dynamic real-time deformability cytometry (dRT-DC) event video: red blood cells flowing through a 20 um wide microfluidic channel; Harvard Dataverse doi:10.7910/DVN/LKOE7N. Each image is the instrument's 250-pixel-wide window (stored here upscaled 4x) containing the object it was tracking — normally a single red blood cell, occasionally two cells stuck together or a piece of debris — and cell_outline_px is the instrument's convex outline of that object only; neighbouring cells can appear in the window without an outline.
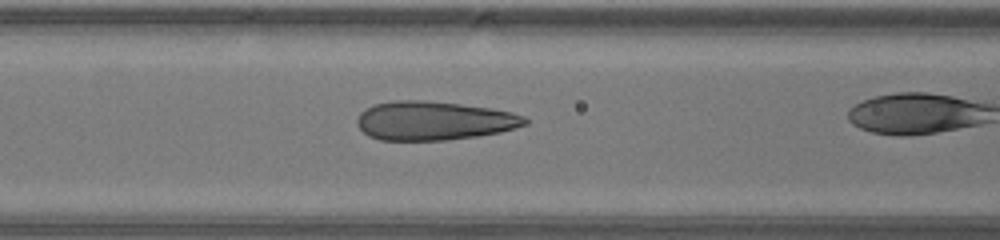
{"species": "human", "species_latin": "Homo sapiens", "temperature_condition": "warm", "stored_images_in_passage": 31, "camera_frame_rate_fps": 3000, "um_per_image_px": 0.085, "donor": {"sex": "male"}, "frame": {"image": 1, "passage_image": 14, "time_ms": 4.333, "image_size_px": [1000, 240], "cell_outline_px": [[528, 124], [500, 132], [476, 136], [448, 140], [380, 140], [368, 136], [356, 124], [356, 120], [360, 112], [372, 104], [396, 100], [424, 100], [460, 104], [492, 108], [512, 112], [524, 116], [528, 120]], "centroid_in_image_um": [36.86, 10.25], "position_along_channel_um": 129.7, "area_um2": 38.21}}
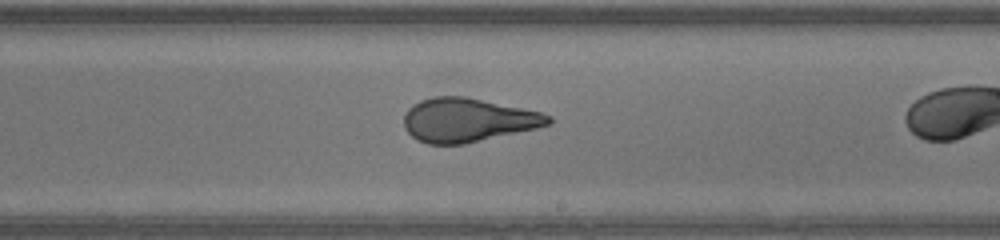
{"frame": {"image": 2, "passage_image": 22, "time_ms": 7.0, "image_size_px": [1000, 240], "cell_outline_px": [[552, 124], [536, 128], [464, 144], [428, 144], [416, 140], [404, 128], [404, 112], [412, 104], [420, 100], [436, 96], [464, 96], [540, 112], [552, 116]], "centroid_in_image_um": [39.72, 10.2], "position_along_channel_um": 249.3, "area_um2": 36.82}}
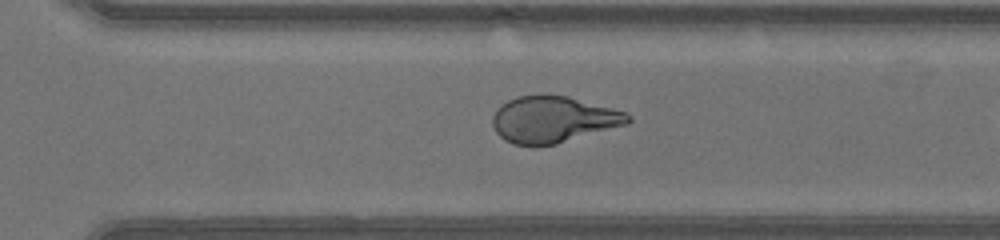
{"frame": {"image": 3, "passage_image": 27, "time_ms": 8.667, "image_size_px": [1000, 240], "cell_outline_px": [[632, 120], [628, 124], [556, 144], [512, 144], [504, 140], [496, 132], [492, 124], [492, 116], [508, 100], [516, 96], [568, 96], [612, 108], [624, 112], [632, 116]], "centroid_in_image_um": [47.05, 10.16], "position_along_channel_um": 323.5, "area_um2": 36.01}}